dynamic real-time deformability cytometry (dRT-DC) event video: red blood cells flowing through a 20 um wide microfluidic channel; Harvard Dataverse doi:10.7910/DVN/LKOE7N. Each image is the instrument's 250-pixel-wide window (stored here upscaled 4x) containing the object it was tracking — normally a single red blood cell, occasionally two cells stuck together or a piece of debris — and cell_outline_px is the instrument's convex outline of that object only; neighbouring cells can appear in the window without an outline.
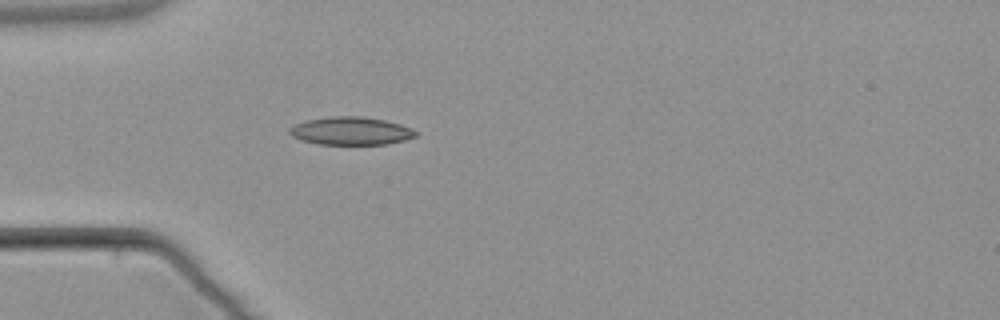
{"species": "common noctule bat (a hibernating species)", "species_latin": "Nyctalus noctula", "temperature_condition": "warm", "stored_images_in_passage": 1, "camera_frame_rate_fps": 3000, "um_per_image_px": 0.085, "animal": {"sex": "male", "body_mass_g": 21.5, "forearm_length_mm": 52.0}, "frame": {"image": 1, "passage_image": 1, "time_ms": 0.0, "image_size_px": [1000, 320], "cell_outline_px": [[416, 136], [404, 140], [388, 144], [320, 144], [300, 140], [292, 136], [288, 132], [288, 128], [304, 120], [332, 116], [360, 116], [384, 120], [400, 124], [412, 128], [416, 132]], "centroid_in_image_um": [29.79, 11.12], "position_along_channel_um": 55.2, "area_um2": 20.58}}